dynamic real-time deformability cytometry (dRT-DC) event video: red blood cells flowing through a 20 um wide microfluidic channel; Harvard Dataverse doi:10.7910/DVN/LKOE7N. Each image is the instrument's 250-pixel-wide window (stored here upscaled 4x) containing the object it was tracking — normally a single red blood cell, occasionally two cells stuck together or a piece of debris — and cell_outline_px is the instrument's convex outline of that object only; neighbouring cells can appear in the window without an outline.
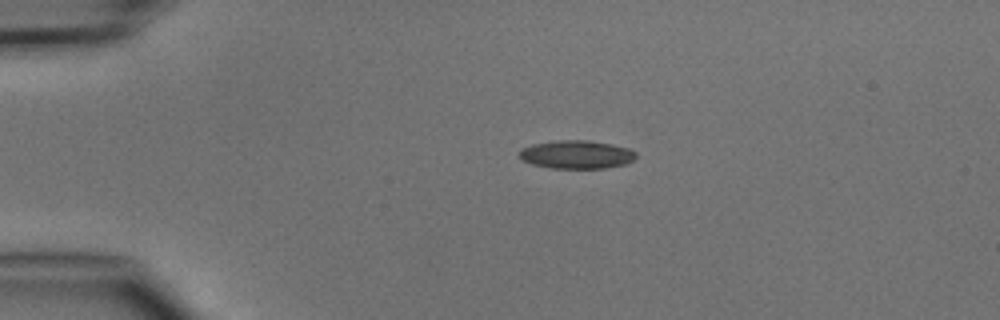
{"species": "common noctule bat (a hibernating species)", "species_latin": "Nyctalus noctula", "temperature_condition": "cold", "stored_images_in_passage": 2, "camera_frame_rate_fps": 3000, "um_per_image_px": 0.085, "animal": {"sex": "male", "body_mass_g": 15.6}, "frame": {"image": 1, "passage_image": 1, "time_ms": 0.0, "image_size_px": [1000, 320], "cell_outline_px": [[636, 156], [628, 164], [604, 168], [548, 168], [532, 164], [520, 160], [516, 156], [516, 152], [520, 148], [532, 144], [556, 140], [588, 140], [612, 144], [628, 148], [636, 152]], "centroid_in_image_um": [48.93, 13.13], "position_along_channel_um": 36.1, "area_um2": 19.65}}